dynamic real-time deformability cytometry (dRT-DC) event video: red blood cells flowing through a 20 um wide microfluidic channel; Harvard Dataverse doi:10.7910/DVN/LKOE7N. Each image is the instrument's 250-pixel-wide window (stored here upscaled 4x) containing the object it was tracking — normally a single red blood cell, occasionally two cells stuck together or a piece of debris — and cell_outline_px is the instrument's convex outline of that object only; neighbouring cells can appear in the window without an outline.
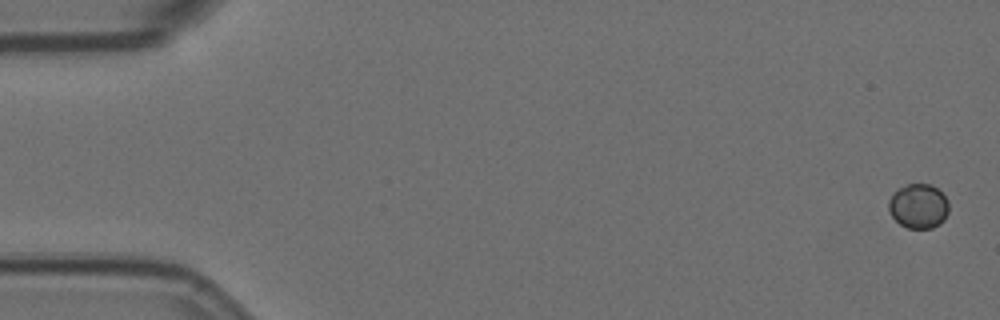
{"species": "Egyptian fruit bat (a non-hibernating species)", "species_latin": "Rousettus aegyptiacus", "temperature_condition": "room temperature", "stored_images_in_passage": 5, "camera_frame_rate_fps": 3000, "um_per_image_px": 0.085, "animal": {"sex": "female"}, "frame": {"image": 1, "passage_image": 1, "time_ms": 0.0, "image_size_px": [1000, 320], "cell_outline_px": [[948, 212], [944, 220], [940, 224], [932, 228], [908, 228], [900, 224], [892, 216], [888, 208], [888, 200], [900, 188], [908, 184], [932, 184], [948, 200]], "centroid_in_image_um": [78.08, 17.53], "position_along_channel_um": 6.9, "area_um2": 15.49}}
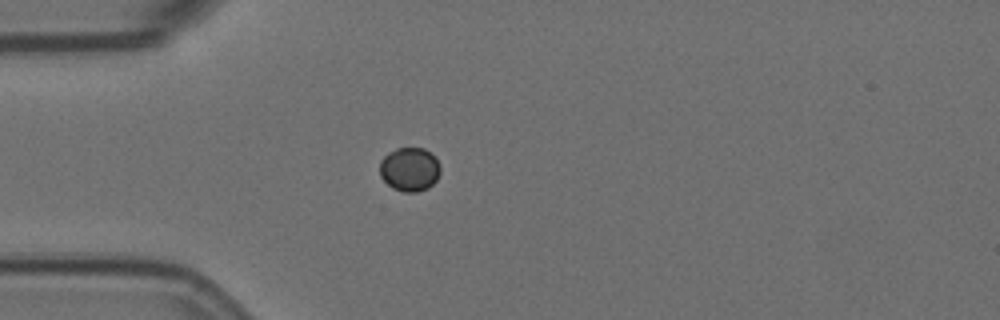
{"frame": {"image": 2, "passage_image": 4, "time_ms": 1.0, "image_size_px": [1000, 320], "cell_outline_px": [[440, 172], [436, 180], [428, 188], [416, 192], [404, 192], [392, 188], [380, 176], [380, 160], [388, 152], [396, 148], [424, 148], [440, 164]], "centroid_in_image_um": [34.8, 14.4], "position_along_channel_um": 50.2, "area_um2": 15.43}}